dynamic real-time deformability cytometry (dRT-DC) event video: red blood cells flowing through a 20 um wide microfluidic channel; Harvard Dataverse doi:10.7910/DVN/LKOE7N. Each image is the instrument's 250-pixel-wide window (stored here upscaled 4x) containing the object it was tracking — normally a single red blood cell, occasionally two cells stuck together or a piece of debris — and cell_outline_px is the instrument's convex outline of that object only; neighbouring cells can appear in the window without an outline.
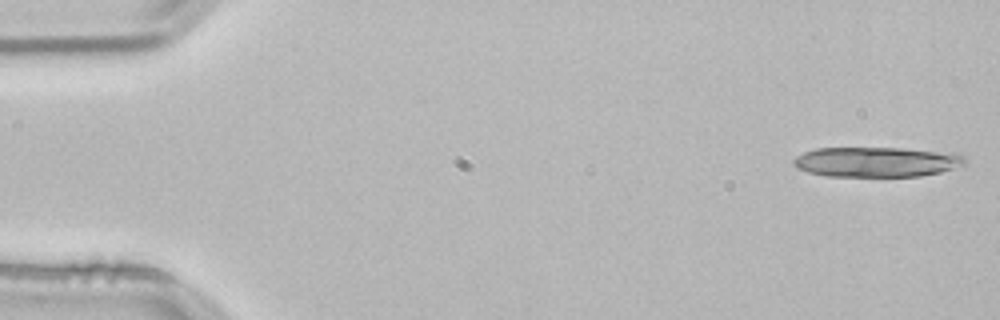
{"species": "common noctule bat (a hibernating species)", "species_latin": "Nyctalus noctula", "temperature_condition": "room temperature", "stored_images_in_passage": 14, "camera_frame_rate_fps": 3000, "um_per_image_px": 0.085, "animal": {"sex": "male", "body_mass_g": 21.5, "forearm_length_mm": 52.0}, "frame": {"image": 1, "passage_image": 1, "time_ms": 0.0, "image_size_px": [1000, 320], "cell_outline_px": [[968, 164], [964, 168], [920, 176], [828, 176], [808, 172], [796, 168], [792, 164], [792, 160], [796, 156], [804, 152], [816, 148], [904, 148], [952, 152], [964, 156], [968, 160]], "centroid_in_image_um": [74.61, 13.76], "position_along_channel_um": 10.4, "area_um2": 30.63}}